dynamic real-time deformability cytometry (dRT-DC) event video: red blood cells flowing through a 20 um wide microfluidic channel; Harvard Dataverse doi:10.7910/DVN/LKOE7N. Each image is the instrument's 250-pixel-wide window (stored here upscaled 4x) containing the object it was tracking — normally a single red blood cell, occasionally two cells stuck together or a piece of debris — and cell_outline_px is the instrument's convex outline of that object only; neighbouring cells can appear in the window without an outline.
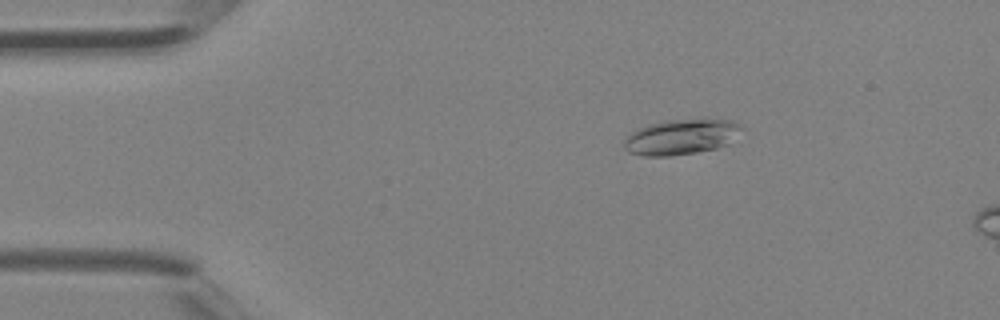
{"species": "Egyptian fruit bat (a non-hibernating species)", "species_latin": "Rousettus aegyptiacus", "temperature_condition": "room temperature", "stored_images_in_passage": 41, "camera_frame_rate_fps": 3000, "um_per_image_px": 0.085, "animal": {"sex": "female"}, "frame": {"image": 1, "passage_image": 7, "time_ms": 2.0, "image_size_px": [1000, 320], "cell_outline_px": [[744, 128], [728, 144], [716, 148], [696, 152], [668, 156], [644, 156], [628, 152], [624, 148], [624, 140], [632, 132], [648, 124], [668, 120], [704, 116], [732, 120], [740, 124]], "centroid_in_image_um": [57.96, 11.59], "position_along_channel_um": 27.0, "area_um2": 24.85}}
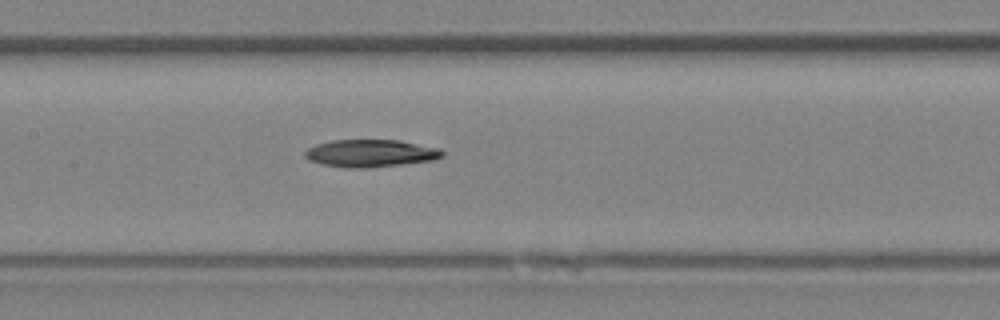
{"frame": {"image": 2, "passage_image": 20, "time_ms": 6.333, "image_size_px": [1000, 320], "cell_outline_px": [[444, 156], [432, 160], [400, 164], [364, 168], [344, 168], [324, 164], [308, 160], [304, 156], [304, 152], [308, 148], [316, 144], [332, 140], [400, 140], [440, 148], [444, 152]], "centroid_in_image_um": [31.49, 13.02], "position_along_channel_um": 175.9, "area_um2": 21.96}}
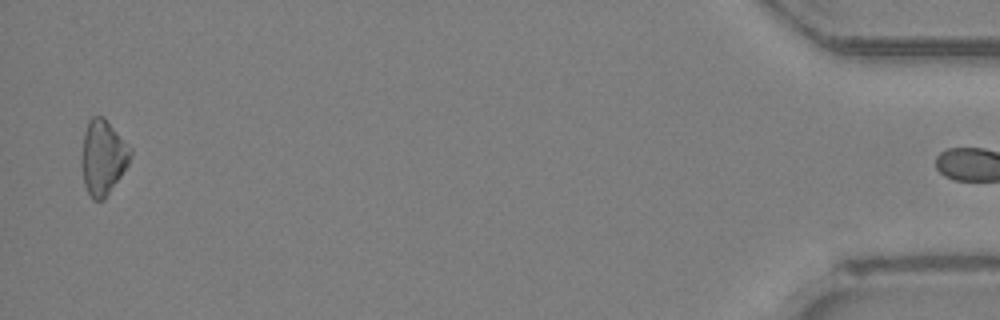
{"frame": {"image": 3, "passage_image": 40, "time_ms": 13.0, "image_size_px": [1000, 320], "cell_outline_px": [[132, 156], [128, 164], [104, 200], [92, 200], [84, 184], [80, 164], [80, 160], [84, 132], [88, 120], [92, 116], [104, 116], [132, 148]], "centroid_in_image_um": [8.73, 13.35], "position_along_channel_um": 426.5, "area_um2": 21.62}}